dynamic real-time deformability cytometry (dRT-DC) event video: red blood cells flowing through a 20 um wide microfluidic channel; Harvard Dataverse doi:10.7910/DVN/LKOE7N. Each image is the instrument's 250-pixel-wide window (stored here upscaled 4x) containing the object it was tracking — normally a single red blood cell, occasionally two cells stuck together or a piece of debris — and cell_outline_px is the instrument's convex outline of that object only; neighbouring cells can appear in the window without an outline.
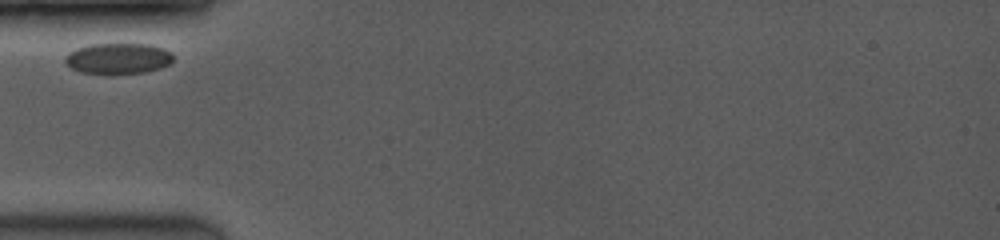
{"species": "common noctule bat (a hibernating species)", "species_latin": "Nyctalus noctula", "temperature_condition": "room temperature", "stored_images_in_passage": 9, "camera_frame_rate_fps": 3500, "um_per_image_px": 0.085, "animal": {"sex": "female", "body_mass_g": 19.0, "forearm_length_mm": 53.3}, "frame": {"image": 1, "passage_image": 1, "time_ms": 0.0, "image_size_px": [1000, 240], "cell_outline_px": [[172, 60], [168, 64], [160, 68], [148, 72], [112, 76], [108, 76], [80, 72], [72, 68], [64, 60], [64, 56], [68, 52], [76, 48], [92, 44], [148, 44], [164, 48], [172, 52]], "centroid_in_image_um": [10.02, 5.0], "position_along_channel_um": 75.0, "area_um2": 20.06}}
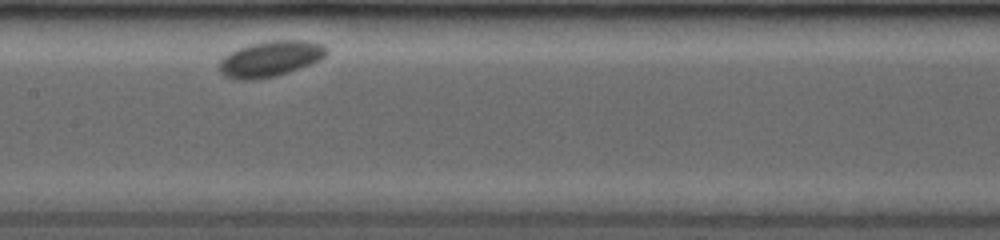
{"frame": {"image": 2, "passage_image": 4, "time_ms": 3.143, "image_size_px": [1000, 240], "cell_outline_px": [[328, 52], [320, 60], [288, 72], [276, 76], [252, 80], [236, 80], [224, 76], [216, 68], [216, 64], [228, 52], [236, 48], [252, 44], [272, 40], [308, 40], [324, 44], [328, 48]], "centroid_in_image_um": [22.93, 5.0], "position_along_channel_um": 184.5, "area_um2": 22.72}}
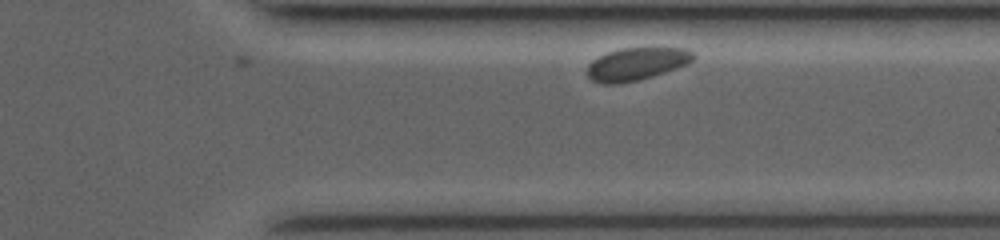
{"frame": {"image": 3, "passage_image": 9, "time_ms": 8.0, "image_size_px": [1000, 240], "cell_outline_px": [[696, 56], [688, 64], [640, 80], [620, 84], [600, 84], [592, 80], [584, 72], [588, 64], [592, 60], [608, 52], [620, 48], [688, 48]], "centroid_in_image_um": [54.06, 5.45], "position_along_channel_um": 357.3, "area_um2": 20.4}}